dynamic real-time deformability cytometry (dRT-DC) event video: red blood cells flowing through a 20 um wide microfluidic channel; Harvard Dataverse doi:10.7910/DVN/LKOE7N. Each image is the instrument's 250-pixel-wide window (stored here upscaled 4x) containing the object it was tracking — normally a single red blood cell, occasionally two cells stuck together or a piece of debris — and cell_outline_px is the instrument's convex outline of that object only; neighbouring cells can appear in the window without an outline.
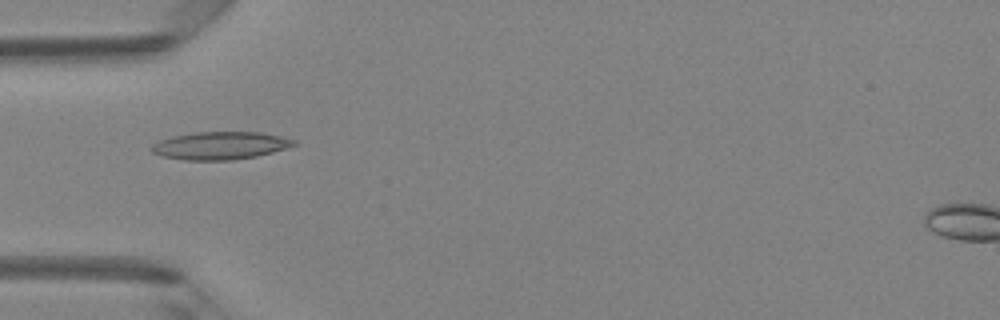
{"species": "Egyptian fruit bat (a non-hibernating species)", "species_latin": "Rousettus aegyptiacus", "temperature_condition": "room temperature", "stored_images_in_passage": 45, "camera_frame_rate_fps": 3000, "um_per_image_px": 0.085, "animal": {"sex": "female"}, "frame": {"image": 1, "passage_image": 13, "time_ms": 4.0, "image_size_px": [1000, 320], "cell_outline_px": [[296, 144], [272, 152], [256, 156], [232, 160], [184, 160], [160, 156], [152, 152], [148, 148], [152, 144], [160, 140], [172, 136], [196, 132], [260, 132], [280, 136], [296, 140]], "centroid_in_image_um": [18.66, 12.37], "position_along_channel_um": 66.3, "area_um2": 23.0}}
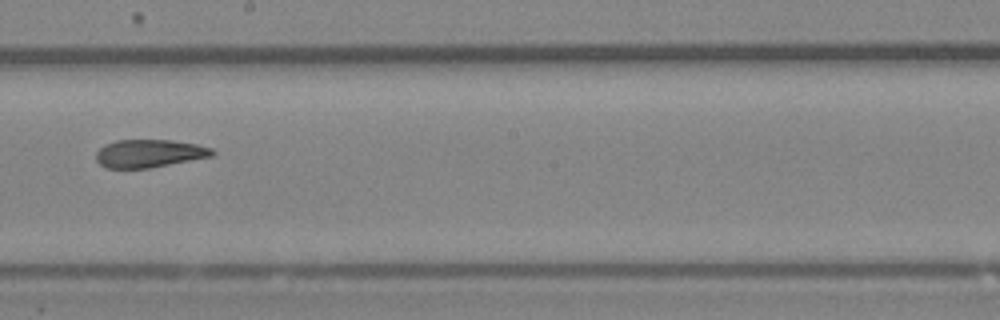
{"frame": {"image": 2, "passage_image": 25, "time_ms": 8.0, "image_size_px": [1000, 320], "cell_outline_px": [[216, 152], [212, 156], [148, 168], [104, 168], [96, 160], [96, 152], [104, 144], [116, 140], [172, 140], [196, 144], [212, 148]], "centroid_in_image_um": [12.66, 13.04], "position_along_channel_um": 235.5, "area_um2": 18.9}}
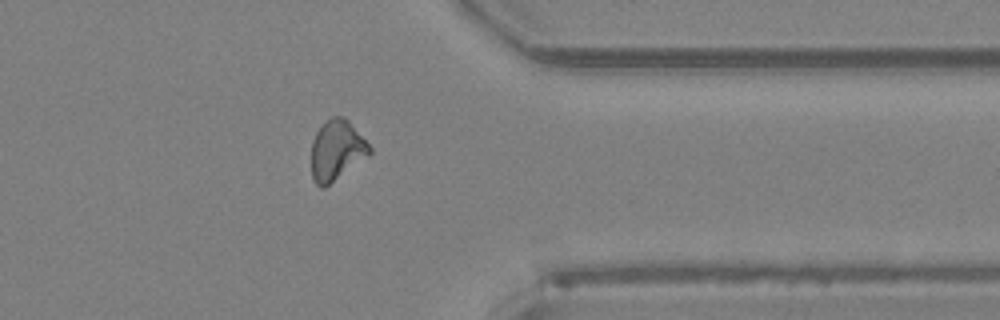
{"frame": {"image": 3, "passage_image": 36, "time_ms": 11.667, "image_size_px": [1000, 320], "cell_outline_px": [[372, 152], [324, 188], [320, 188], [312, 180], [312, 140], [316, 132], [332, 116], [344, 116], [348, 120], [372, 148]], "centroid_in_image_um": [28.6, 12.78], "position_along_channel_um": 382.8, "area_um2": 20.06}, "authors_computed_cell_mechanics": {"area_um2": 20.2878, "velocity_mm_per_s": 4.2614, "shape_relaxation_time_tau1_ms": 10.7237, "shape_relaxation_time_tau2_ms": 2.2639, "deformation_change_tau1": 0.2688, "deformation_change_tau2": 0.106}}